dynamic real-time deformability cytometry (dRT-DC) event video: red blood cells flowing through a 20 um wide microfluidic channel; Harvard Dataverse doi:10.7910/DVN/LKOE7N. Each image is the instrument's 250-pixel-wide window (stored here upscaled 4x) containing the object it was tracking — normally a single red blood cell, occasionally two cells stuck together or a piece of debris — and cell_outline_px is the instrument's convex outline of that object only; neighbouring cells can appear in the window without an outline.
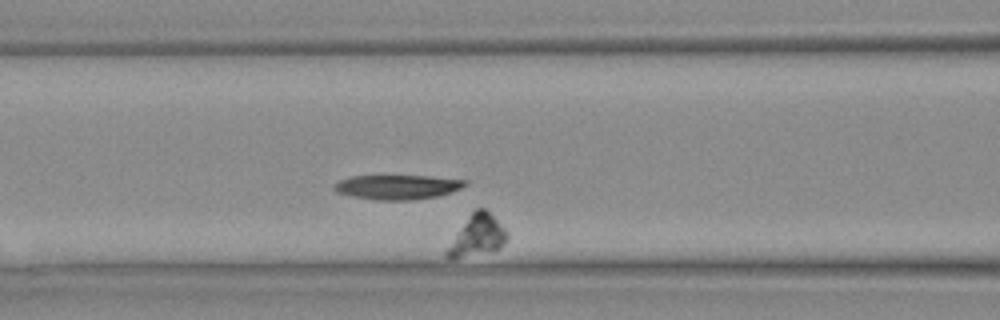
{"species": "Egyptian fruit bat (a non-hibernating species)", "species_latin": "Rousettus aegyptiacus", "temperature_condition": "warm", "stored_images_in_passage": 23, "camera_frame_rate_fps": 3000, "um_per_image_px": 0.085, "animal": {"sex": "female"}, "frame": {"image": 1, "passage_image": 7, "time_ms": 2.0, "image_size_px": [1000, 320], "cell_outline_px": [[508, 236], [504, 244], [500, 248], [452, 260], [444, 256], [444, 252], [468, 216], [476, 208], [484, 208], [508, 232]], "centroid_in_image_um": [40.54, 20.05], "position_along_channel_um": 126.1, "area_um2": 14.05}}